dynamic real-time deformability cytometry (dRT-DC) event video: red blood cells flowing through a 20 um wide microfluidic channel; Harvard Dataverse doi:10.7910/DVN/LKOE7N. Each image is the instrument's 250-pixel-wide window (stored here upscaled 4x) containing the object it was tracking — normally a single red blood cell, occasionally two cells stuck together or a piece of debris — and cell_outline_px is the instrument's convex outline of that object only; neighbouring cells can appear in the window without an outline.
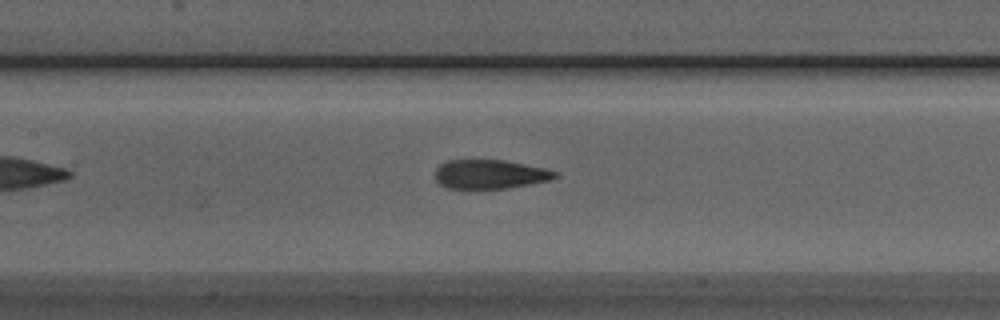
{"species": "Egyptian fruit bat (a non-hibernating species)", "species_latin": "Rousettus aegyptiacus", "temperature_condition": "room temperature", "stored_images_in_passage": 33, "camera_frame_rate_fps": 3000, "um_per_image_px": 0.085, "animal": {"sex": "male"}, "frame": {"image": 1, "passage_image": 14, "time_ms": 4.333, "image_size_px": [1000, 320], "cell_outline_px": [[556, 176], [552, 180], [508, 188], [476, 192], [444, 188], [436, 180], [436, 168], [440, 164], [448, 160], [504, 160], [544, 168], [556, 172]], "centroid_in_image_um": [41.57, 14.87], "position_along_channel_um": 165.8, "area_um2": 21.1}}
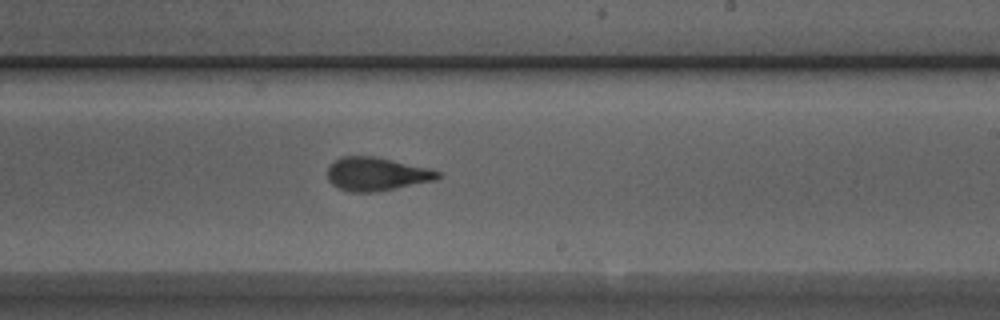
{"frame": {"image": 2, "passage_image": 21, "time_ms": 6.667, "image_size_px": [1000, 320], "cell_outline_px": [[440, 176], [436, 180], [376, 192], [348, 192], [332, 184], [328, 180], [328, 168], [340, 156], [376, 156], [428, 168], [440, 172]], "centroid_in_image_um": [32.0, 14.79], "position_along_channel_um": 257.0, "area_um2": 21.39}}
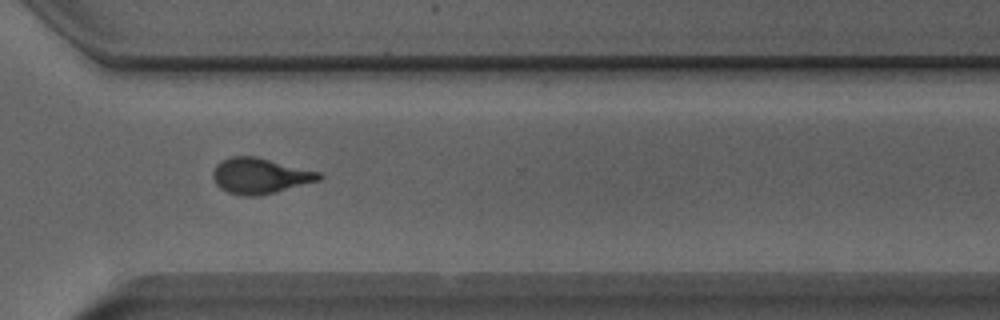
{"frame": {"image": 3, "passage_image": 28, "time_ms": 9.0, "image_size_px": [1000, 320], "cell_outline_px": [[324, 176], [320, 180], [276, 192], [256, 196], [244, 196], [228, 192], [220, 188], [216, 184], [212, 176], [212, 172], [216, 164], [220, 160], [232, 156], [256, 156], [320, 172]], "centroid_in_image_um": [22.08, 14.94], "position_along_channel_um": 348.5, "area_um2": 22.14}}